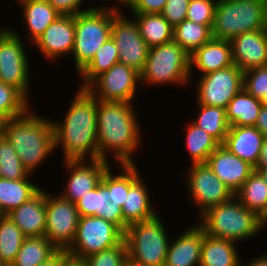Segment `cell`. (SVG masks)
I'll return each instance as SVG.
<instances>
[{
	"mask_svg": "<svg viewBox=\"0 0 267 266\" xmlns=\"http://www.w3.org/2000/svg\"><path fill=\"white\" fill-rule=\"evenodd\" d=\"M62 163L65 170L62 189L58 192L63 198L76 203L87 192L101 183L105 171L112 166L109 161L100 160H65Z\"/></svg>",
	"mask_w": 267,
	"mask_h": 266,
	"instance_id": "e0dca14e",
	"label": "cell"
},
{
	"mask_svg": "<svg viewBox=\"0 0 267 266\" xmlns=\"http://www.w3.org/2000/svg\"><path fill=\"white\" fill-rule=\"evenodd\" d=\"M14 1V3H18V2H20V1H22V0H13Z\"/></svg>",
	"mask_w": 267,
	"mask_h": 266,
	"instance_id": "91938a15",
	"label": "cell"
},
{
	"mask_svg": "<svg viewBox=\"0 0 267 266\" xmlns=\"http://www.w3.org/2000/svg\"><path fill=\"white\" fill-rule=\"evenodd\" d=\"M261 108L260 99L242 89L226 107L227 121L230 126H255Z\"/></svg>",
	"mask_w": 267,
	"mask_h": 266,
	"instance_id": "f546056e",
	"label": "cell"
},
{
	"mask_svg": "<svg viewBox=\"0 0 267 266\" xmlns=\"http://www.w3.org/2000/svg\"><path fill=\"white\" fill-rule=\"evenodd\" d=\"M57 251L58 249L45 236L27 237L10 266H38Z\"/></svg>",
	"mask_w": 267,
	"mask_h": 266,
	"instance_id": "836d02e7",
	"label": "cell"
},
{
	"mask_svg": "<svg viewBox=\"0 0 267 266\" xmlns=\"http://www.w3.org/2000/svg\"><path fill=\"white\" fill-rule=\"evenodd\" d=\"M206 164L234 195L254 171L252 165L231 153L222 144L210 154Z\"/></svg>",
	"mask_w": 267,
	"mask_h": 266,
	"instance_id": "d6986e66",
	"label": "cell"
},
{
	"mask_svg": "<svg viewBox=\"0 0 267 266\" xmlns=\"http://www.w3.org/2000/svg\"><path fill=\"white\" fill-rule=\"evenodd\" d=\"M115 165V168L110 166L105 171L101 183L82 196L76 202V206L80 216L104 218L115 224L124 233L128 225L124 222L121 207L125 203L130 186L143 173L139 169V164ZM111 167L118 171L114 172Z\"/></svg>",
	"mask_w": 267,
	"mask_h": 266,
	"instance_id": "277c9868",
	"label": "cell"
},
{
	"mask_svg": "<svg viewBox=\"0 0 267 266\" xmlns=\"http://www.w3.org/2000/svg\"><path fill=\"white\" fill-rule=\"evenodd\" d=\"M194 102L205 106L225 108L230 100L243 89V71L235 64L214 72L196 76Z\"/></svg>",
	"mask_w": 267,
	"mask_h": 266,
	"instance_id": "4fadbf2b",
	"label": "cell"
},
{
	"mask_svg": "<svg viewBox=\"0 0 267 266\" xmlns=\"http://www.w3.org/2000/svg\"><path fill=\"white\" fill-rule=\"evenodd\" d=\"M240 203L257 215L267 203V184L257 171H253L235 194Z\"/></svg>",
	"mask_w": 267,
	"mask_h": 266,
	"instance_id": "8d00e7d4",
	"label": "cell"
},
{
	"mask_svg": "<svg viewBox=\"0 0 267 266\" xmlns=\"http://www.w3.org/2000/svg\"><path fill=\"white\" fill-rule=\"evenodd\" d=\"M254 170L260 174L264 182L267 184V168H254Z\"/></svg>",
	"mask_w": 267,
	"mask_h": 266,
	"instance_id": "db71d44e",
	"label": "cell"
},
{
	"mask_svg": "<svg viewBox=\"0 0 267 266\" xmlns=\"http://www.w3.org/2000/svg\"><path fill=\"white\" fill-rule=\"evenodd\" d=\"M196 104V106H195ZM195 117L191 121L204 131L213 136L220 144H223L230 129L227 121L226 109L215 106H205L195 102ZM197 108V109H196Z\"/></svg>",
	"mask_w": 267,
	"mask_h": 266,
	"instance_id": "d6a6232c",
	"label": "cell"
},
{
	"mask_svg": "<svg viewBox=\"0 0 267 266\" xmlns=\"http://www.w3.org/2000/svg\"><path fill=\"white\" fill-rule=\"evenodd\" d=\"M191 225L175 236L170 234L164 266H200L204 230L197 223Z\"/></svg>",
	"mask_w": 267,
	"mask_h": 266,
	"instance_id": "ffe728a7",
	"label": "cell"
},
{
	"mask_svg": "<svg viewBox=\"0 0 267 266\" xmlns=\"http://www.w3.org/2000/svg\"><path fill=\"white\" fill-rule=\"evenodd\" d=\"M243 258H241L240 266H267V252L260 255L253 256L252 259L247 261L246 263H243ZM246 264V265H245Z\"/></svg>",
	"mask_w": 267,
	"mask_h": 266,
	"instance_id": "c3c4849f",
	"label": "cell"
},
{
	"mask_svg": "<svg viewBox=\"0 0 267 266\" xmlns=\"http://www.w3.org/2000/svg\"><path fill=\"white\" fill-rule=\"evenodd\" d=\"M184 145L188 152V163H206L210 154L220 145V143L208 132L196 126L191 120L185 126ZM190 156V157H189Z\"/></svg>",
	"mask_w": 267,
	"mask_h": 266,
	"instance_id": "1f68e13d",
	"label": "cell"
},
{
	"mask_svg": "<svg viewBox=\"0 0 267 266\" xmlns=\"http://www.w3.org/2000/svg\"><path fill=\"white\" fill-rule=\"evenodd\" d=\"M84 260L87 266H126L128 252L125 241L113 248L94 253Z\"/></svg>",
	"mask_w": 267,
	"mask_h": 266,
	"instance_id": "ab89813d",
	"label": "cell"
},
{
	"mask_svg": "<svg viewBox=\"0 0 267 266\" xmlns=\"http://www.w3.org/2000/svg\"><path fill=\"white\" fill-rule=\"evenodd\" d=\"M149 48L173 41L174 28L161 13H131Z\"/></svg>",
	"mask_w": 267,
	"mask_h": 266,
	"instance_id": "f1b7e54d",
	"label": "cell"
},
{
	"mask_svg": "<svg viewBox=\"0 0 267 266\" xmlns=\"http://www.w3.org/2000/svg\"><path fill=\"white\" fill-rule=\"evenodd\" d=\"M140 75L142 87L171 85L189 88L190 55L174 41L149 48L146 65Z\"/></svg>",
	"mask_w": 267,
	"mask_h": 266,
	"instance_id": "52a82bcc",
	"label": "cell"
},
{
	"mask_svg": "<svg viewBox=\"0 0 267 266\" xmlns=\"http://www.w3.org/2000/svg\"><path fill=\"white\" fill-rule=\"evenodd\" d=\"M140 86V73L117 63L97 76L85 89L99 101L134 103Z\"/></svg>",
	"mask_w": 267,
	"mask_h": 266,
	"instance_id": "9a60e30c",
	"label": "cell"
},
{
	"mask_svg": "<svg viewBox=\"0 0 267 266\" xmlns=\"http://www.w3.org/2000/svg\"><path fill=\"white\" fill-rule=\"evenodd\" d=\"M68 255L67 251L58 250L50 259L38 266H60L62 260Z\"/></svg>",
	"mask_w": 267,
	"mask_h": 266,
	"instance_id": "7dc6e473",
	"label": "cell"
},
{
	"mask_svg": "<svg viewBox=\"0 0 267 266\" xmlns=\"http://www.w3.org/2000/svg\"><path fill=\"white\" fill-rule=\"evenodd\" d=\"M27 237L44 236L46 229V187L6 214Z\"/></svg>",
	"mask_w": 267,
	"mask_h": 266,
	"instance_id": "603a6c76",
	"label": "cell"
},
{
	"mask_svg": "<svg viewBox=\"0 0 267 266\" xmlns=\"http://www.w3.org/2000/svg\"><path fill=\"white\" fill-rule=\"evenodd\" d=\"M195 222L207 235L228 239L239 245L263 235L258 215L244 207L235 196L226 203L209 208Z\"/></svg>",
	"mask_w": 267,
	"mask_h": 266,
	"instance_id": "5b68a950",
	"label": "cell"
},
{
	"mask_svg": "<svg viewBox=\"0 0 267 266\" xmlns=\"http://www.w3.org/2000/svg\"><path fill=\"white\" fill-rule=\"evenodd\" d=\"M34 179L9 180L0 178V215H6L11 210L30 200L43 187Z\"/></svg>",
	"mask_w": 267,
	"mask_h": 266,
	"instance_id": "83f0119b",
	"label": "cell"
},
{
	"mask_svg": "<svg viewBox=\"0 0 267 266\" xmlns=\"http://www.w3.org/2000/svg\"><path fill=\"white\" fill-rule=\"evenodd\" d=\"M126 266H141V265H138V264L128 260Z\"/></svg>",
	"mask_w": 267,
	"mask_h": 266,
	"instance_id": "9f6ffc18",
	"label": "cell"
},
{
	"mask_svg": "<svg viewBox=\"0 0 267 266\" xmlns=\"http://www.w3.org/2000/svg\"><path fill=\"white\" fill-rule=\"evenodd\" d=\"M167 0H126L121 6L130 13H162Z\"/></svg>",
	"mask_w": 267,
	"mask_h": 266,
	"instance_id": "ee69618b",
	"label": "cell"
},
{
	"mask_svg": "<svg viewBox=\"0 0 267 266\" xmlns=\"http://www.w3.org/2000/svg\"><path fill=\"white\" fill-rule=\"evenodd\" d=\"M258 224H259V227L262 233H264V231L266 232L267 230V203L264 206V208L261 210V212L258 214Z\"/></svg>",
	"mask_w": 267,
	"mask_h": 266,
	"instance_id": "816d5d0a",
	"label": "cell"
},
{
	"mask_svg": "<svg viewBox=\"0 0 267 266\" xmlns=\"http://www.w3.org/2000/svg\"><path fill=\"white\" fill-rule=\"evenodd\" d=\"M260 102L263 107L267 108V91L266 93L260 98Z\"/></svg>",
	"mask_w": 267,
	"mask_h": 266,
	"instance_id": "11a10c76",
	"label": "cell"
},
{
	"mask_svg": "<svg viewBox=\"0 0 267 266\" xmlns=\"http://www.w3.org/2000/svg\"><path fill=\"white\" fill-rule=\"evenodd\" d=\"M62 120L53 119L55 152L65 160H99L97 99L86 89L76 88ZM60 147V148H59Z\"/></svg>",
	"mask_w": 267,
	"mask_h": 266,
	"instance_id": "7a4b0ae2",
	"label": "cell"
},
{
	"mask_svg": "<svg viewBox=\"0 0 267 266\" xmlns=\"http://www.w3.org/2000/svg\"><path fill=\"white\" fill-rule=\"evenodd\" d=\"M49 2L61 15H76L80 12L92 8V0H46ZM88 1V2H87ZM88 3V4H86ZM91 3V5H89ZM89 5L86 6V5ZM85 5V6H84Z\"/></svg>",
	"mask_w": 267,
	"mask_h": 266,
	"instance_id": "f6af8a7d",
	"label": "cell"
},
{
	"mask_svg": "<svg viewBox=\"0 0 267 266\" xmlns=\"http://www.w3.org/2000/svg\"><path fill=\"white\" fill-rule=\"evenodd\" d=\"M218 0H190L186 19L203 25H213Z\"/></svg>",
	"mask_w": 267,
	"mask_h": 266,
	"instance_id": "60d3db41",
	"label": "cell"
},
{
	"mask_svg": "<svg viewBox=\"0 0 267 266\" xmlns=\"http://www.w3.org/2000/svg\"><path fill=\"white\" fill-rule=\"evenodd\" d=\"M5 27V25L3 24V26H1L0 24V31Z\"/></svg>",
	"mask_w": 267,
	"mask_h": 266,
	"instance_id": "680465c9",
	"label": "cell"
},
{
	"mask_svg": "<svg viewBox=\"0 0 267 266\" xmlns=\"http://www.w3.org/2000/svg\"><path fill=\"white\" fill-rule=\"evenodd\" d=\"M46 188L45 237L58 249L66 251L72 244L80 215L76 203L53 194ZM54 195V196H53Z\"/></svg>",
	"mask_w": 267,
	"mask_h": 266,
	"instance_id": "5bb4252c",
	"label": "cell"
},
{
	"mask_svg": "<svg viewBox=\"0 0 267 266\" xmlns=\"http://www.w3.org/2000/svg\"><path fill=\"white\" fill-rule=\"evenodd\" d=\"M212 26L198 24L188 19L174 27L173 41L179 44L189 55L212 37Z\"/></svg>",
	"mask_w": 267,
	"mask_h": 266,
	"instance_id": "e575fe53",
	"label": "cell"
},
{
	"mask_svg": "<svg viewBox=\"0 0 267 266\" xmlns=\"http://www.w3.org/2000/svg\"><path fill=\"white\" fill-rule=\"evenodd\" d=\"M31 102L15 87L0 82V124L25 115Z\"/></svg>",
	"mask_w": 267,
	"mask_h": 266,
	"instance_id": "d590c367",
	"label": "cell"
},
{
	"mask_svg": "<svg viewBox=\"0 0 267 266\" xmlns=\"http://www.w3.org/2000/svg\"><path fill=\"white\" fill-rule=\"evenodd\" d=\"M136 104L97 100L99 160L112 162V165L138 163L135 156L144 142L145 132Z\"/></svg>",
	"mask_w": 267,
	"mask_h": 266,
	"instance_id": "6da1fadb",
	"label": "cell"
},
{
	"mask_svg": "<svg viewBox=\"0 0 267 266\" xmlns=\"http://www.w3.org/2000/svg\"><path fill=\"white\" fill-rule=\"evenodd\" d=\"M239 244L207 235L201 246L200 266H240Z\"/></svg>",
	"mask_w": 267,
	"mask_h": 266,
	"instance_id": "4316f807",
	"label": "cell"
},
{
	"mask_svg": "<svg viewBox=\"0 0 267 266\" xmlns=\"http://www.w3.org/2000/svg\"><path fill=\"white\" fill-rule=\"evenodd\" d=\"M233 64L231 42L212 38L190 55V80L193 81L194 70L200 73L195 74L196 78Z\"/></svg>",
	"mask_w": 267,
	"mask_h": 266,
	"instance_id": "7402d4cb",
	"label": "cell"
},
{
	"mask_svg": "<svg viewBox=\"0 0 267 266\" xmlns=\"http://www.w3.org/2000/svg\"><path fill=\"white\" fill-rule=\"evenodd\" d=\"M24 168L12 144L0 134V178L9 180L33 179Z\"/></svg>",
	"mask_w": 267,
	"mask_h": 266,
	"instance_id": "f35d334b",
	"label": "cell"
},
{
	"mask_svg": "<svg viewBox=\"0 0 267 266\" xmlns=\"http://www.w3.org/2000/svg\"><path fill=\"white\" fill-rule=\"evenodd\" d=\"M267 28V0H219L215 9L212 37L229 40Z\"/></svg>",
	"mask_w": 267,
	"mask_h": 266,
	"instance_id": "ba28073f",
	"label": "cell"
},
{
	"mask_svg": "<svg viewBox=\"0 0 267 266\" xmlns=\"http://www.w3.org/2000/svg\"><path fill=\"white\" fill-rule=\"evenodd\" d=\"M230 42L233 63L243 72L267 65V28L240 34Z\"/></svg>",
	"mask_w": 267,
	"mask_h": 266,
	"instance_id": "44dd1931",
	"label": "cell"
},
{
	"mask_svg": "<svg viewBox=\"0 0 267 266\" xmlns=\"http://www.w3.org/2000/svg\"><path fill=\"white\" fill-rule=\"evenodd\" d=\"M96 1H100L99 3H100V5L102 4V5H107V3H108V5H110V3H111V5H116V6H122L124 3H125V0H96ZM102 2V3H101ZM113 2H115V3H113Z\"/></svg>",
	"mask_w": 267,
	"mask_h": 266,
	"instance_id": "f5cc1de1",
	"label": "cell"
},
{
	"mask_svg": "<svg viewBox=\"0 0 267 266\" xmlns=\"http://www.w3.org/2000/svg\"><path fill=\"white\" fill-rule=\"evenodd\" d=\"M163 220L157 213L150 219L128 225L123 238L128 260L141 266L165 265L171 237Z\"/></svg>",
	"mask_w": 267,
	"mask_h": 266,
	"instance_id": "9c48e42d",
	"label": "cell"
},
{
	"mask_svg": "<svg viewBox=\"0 0 267 266\" xmlns=\"http://www.w3.org/2000/svg\"><path fill=\"white\" fill-rule=\"evenodd\" d=\"M255 127L267 138V108H261L258 118L255 123Z\"/></svg>",
	"mask_w": 267,
	"mask_h": 266,
	"instance_id": "bcb514c9",
	"label": "cell"
},
{
	"mask_svg": "<svg viewBox=\"0 0 267 266\" xmlns=\"http://www.w3.org/2000/svg\"><path fill=\"white\" fill-rule=\"evenodd\" d=\"M10 25L0 31V82L17 88L32 103L30 94L34 75L31 74L32 60L30 62L31 53L28 52L31 49L25 45L23 32Z\"/></svg>",
	"mask_w": 267,
	"mask_h": 266,
	"instance_id": "30bf717a",
	"label": "cell"
},
{
	"mask_svg": "<svg viewBox=\"0 0 267 266\" xmlns=\"http://www.w3.org/2000/svg\"><path fill=\"white\" fill-rule=\"evenodd\" d=\"M26 237L19 227L7 216L0 215V259L10 266Z\"/></svg>",
	"mask_w": 267,
	"mask_h": 266,
	"instance_id": "74e56055",
	"label": "cell"
},
{
	"mask_svg": "<svg viewBox=\"0 0 267 266\" xmlns=\"http://www.w3.org/2000/svg\"><path fill=\"white\" fill-rule=\"evenodd\" d=\"M243 89L260 99L267 91V65L243 72Z\"/></svg>",
	"mask_w": 267,
	"mask_h": 266,
	"instance_id": "b9f144b4",
	"label": "cell"
},
{
	"mask_svg": "<svg viewBox=\"0 0 267 266\" xmlns=\"http://www.w3.org/2000/svg\"><path fill=\"white\" fill-rule=\"evenodd\" d=\"M121 9L116 5L97 4L75 15V41L71 53L75 76L93 59L99 47L110 38L113 17Z\"/></svg>",
	"mask_w": 267,
	"mask_h": 266,
	"instance_id": "8992f818",
	"label": "cell"
},
{
	"mask_svg": "<svg viewBox=\"0 0 267 266\" xmlns=\"http://www.w3.org/2000/svg\"><path fill=\"white\" fill-rule=\"evenodd\" d=\"M119 63V52L115 41L110 37L96 51L93 59L77 74L80 85L77 88L85 89L97 76L107 72L112 66Z\"/></svg>",
	"mask_w": 267,
	"mask_h": 266,
	"instance_id": "4dcf8cb0",
	"label": "cell"
},
{
	"mask_svg": "<svg viewBox=\"0 0 267 266\" xmlns=\"http://www.w3.org/2000/svg\"><path fill=\"white\" fill-rule=\"evenodd\" d=\"M0 266H7L5 263H3L0 259Z\"/></svg>",
	"mask_w": 267,
	"mask_h": 266,
	"instance_id": "6f0895ef",
	"label": "cell"
},
{
	"mask_svg": "<svg viewBox=\"0 0 267 266\" xmlns=\"http://www.w3.org/2000/svg\"><path fill=\"white\" fill-rule=\"evenodd\" d=\"M31 108L25 115L1 125V133L14 147L24 168L35 175L55 152L52 118L36 114Z\"/></svg>",
	"mask_w": 267,
	"mask_h": 266,
	"instance_id": "3957f363",
	"label": "cell"
},
{
	"mask_svg": "<svg viewBox=\"0 0 267 266\" xmlns=\"http://www.w3.org/2000/svg\"><path fill=\"white\" fill-rule=\"evenodd\" d=\"M189 2L190 0H167L161 14L173 28L186 19Z\"/></svg>",
	"mask_w": 267,
	"mask_h": 266,
	"instance_id": "7bdbcfd3",
	"label": "cell"
},
{
	"mask_svg": "<svg viewBox=\"0 0 267 266\" xmlns=\"http://www.w3.org/2000/svg\"><path fill=\"white\" fill-rule=\"evenodd\" d=\"M20 9V18L24 24L26 35L24 40L30 46L37 40L46 28L61 14L46 0H22L16 3ZM28 39V40H27Z\"/></svg>",
	"mask_w": 267,
	"mask_h": 266,
	"instance_id": "cb8c5ba5",
	"label": "cell"
},
{
	"mask_svg": "<svg viewBox=\"0 0 267 266\" xmlns=\"http://www.w3.org/2000/svg\"><path fill=\"white\" fill-rule=\"evenodd\" d=\"M60 266H87L84 259L67 255L61 262Z\"/></svg>",
	"mask_w": 267,
	"mask_h": 266,
	"instance_id": "f907efd6",
	"label": "cell"
},
{
	"mask_svg": "<svg viewBox=\"0 0 267 266\" xmlns=\"http://www.w3.org/2000/svg\"><path fill=\"white\" fill-rule=\"evenodd\" d=\"M75 39V15H61L53 21L29 48L39 51V56L57 66L67 56L71 59ZM62 58V59H61ZM55 62H57L55 64Z\"/></svg>",
	"mask_w": 267,
	"mask_h": 266,
	"instance_id": "ac0fdd59",
	"label": "cell"
},
{
	"mask_svg": "<svg viewBox=\"0 0 267 266\" xmlns=\"http://www.w3.org/2000/svg\"><path fill=\"white\" fill-rule=\"evenodd\" d=\"M254 168H267V138L263 141L260 156Z\"/></svg>",
	"mask_w": 267,
	"mask_h": 266,
	"instance_id": "681fc988",
	"label": "cell"
},
{
	"mask_svg": "<svg viewBox=\"0 0 267 266\" xmlns=\"http://www.w3.org/2000/svg\"><path fill=\"white\" fill-rule=\"evenodd\" d=\"M124 12L121 9L113 17L110 37L118 48L119 63L129 66L141 74L146 65L149 47L140 35L134 18L127 14V11Z\"/></svg>",
	"mask_w": 267,
	"mask_h": 266,
	"instance_id": "2e32d148",
	"label": "cell"
},
{
	"mask_svg": "<svg viewBox=\"0 0 267 266\" xmlns=\"http://www.w3.org/2000/svg\"><path fill=\"white\" fill-rule=\"evenodd\" d=\"M190 166V167H189ZM186 167L184 187L186 198L191 201L197 216L221 203L230 201L234 193L219 180L206 163L191 164ZM189 197V198H188Z\"/></svg>",
	"mask_w": 267,
	"mask_h": 266,
	"instance_id": "8fae6325",
	"label": "cell"
},
{
	"mask_svg": "<svg viewBox=\"0 0 267 266\" xmlns=\"http://www.w3.org/2000/svg\"><path fill=\"white\" fill-rule=\"evenodd\" d=\"M124 233L113 223L97 216H80L76 234L66 250L73 257L88 256L119 245Z\"/></svg>",
	"mask_w": 267,
	"mask_h": 266,
	"instance_id": "7c38bea8",
	"label": "cell"
},
{
	"mask_svg": "<svg viewBox=\"0 0 267 266\" xmlns=\"http://www.w3.org/2000/svg\"><path fill=\"white\" fill-rule=\"evenodd\" d=\"M145 181L143 174L130 186L122 208L124 222L127 225L141 222L154 217L158 211L150 195L149 182ZM150 193V194H149ZM151 197V198H150Z\"/></svg>",
	"mask_w": 267,
	"mask_h": 266,
	"instance_id": "484cf974",
	"label": "cell"
},
{
	"mask_svg": "<svg viewBox=\"0 0 267 266\" xmlns=\"http://www.w3.org/2000/svg\"><path fill=\"white\" fill-rule=\"evenodd\" d=\"M264 139L263 134L255 126H230L222 145L255 167Z\"/></svg>",
	"mask_w": 267,
	"mask_h": 266,
	"instance_id": "d4e9b609",
	"label": "cell"
}]
</instances>
